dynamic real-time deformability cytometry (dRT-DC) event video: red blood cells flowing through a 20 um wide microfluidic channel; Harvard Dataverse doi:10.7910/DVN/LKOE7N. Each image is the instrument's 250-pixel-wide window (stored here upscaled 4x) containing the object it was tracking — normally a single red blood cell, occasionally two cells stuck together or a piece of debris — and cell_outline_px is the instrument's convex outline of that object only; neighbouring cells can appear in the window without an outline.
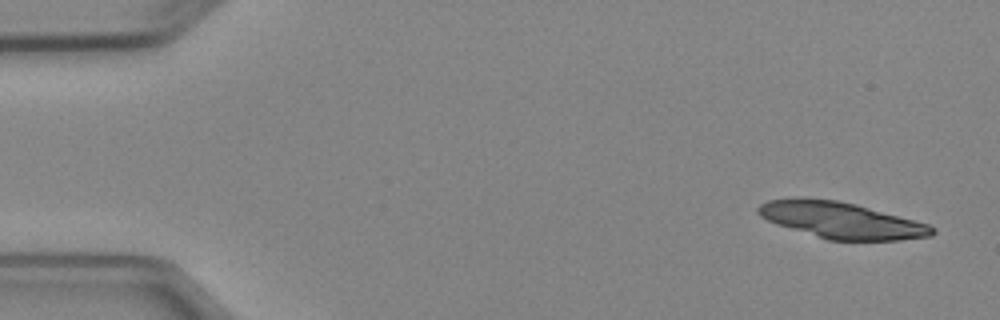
{"species": "Egyptian fruit bat (a non-hibernating species)", "species_latin": "Rousettus aegyptiacus", "temperature_condition": "cold", "stored_images_in_passage": 5, "camera_frame_rate_fps": 3000, "um_per_image_px": 0.085, "animal": {"sex": "female"}, "frame": {"image": 1, "passage_image": 1, "time_ms": 0.0, "image_size_px": [1000, 320], "cell_outline_px": [[936, 232], [932, 236], [900, 240], [828, 240], [776, 224], [760, 216], [756, 212], [756, 208], [760, 204], [768, 200], [836, 200], [856, 204], [928, 224], [936, 228]], "centroid_in_image_um": [71.56, 18.76], "position_along_channel_um": 13.4, "area_um2": 35.95}}
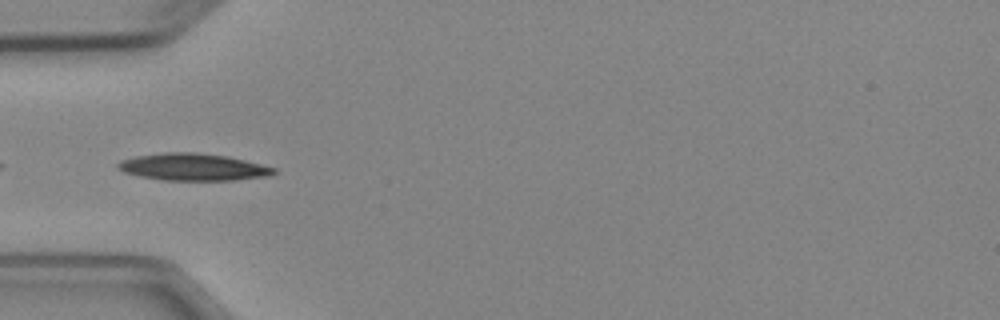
{"frame": {"image": 2, "passage_image": 5, "time_ms": 4.667, "image_size_px": [1000, 320], "cell_outline_px": [[276, 172], [268, 176], [236, 180], [160, 180], [140, 176], [124, 172], [116, 168], [116, 164], [120, 160], [136, 156], [164, 152], [196, 152], [228, 156], [276, 168]], "centroid_in_image_um": [16.38, 14.19], "position_along_channel_um": 68.6, "area_um2": 24.68}}